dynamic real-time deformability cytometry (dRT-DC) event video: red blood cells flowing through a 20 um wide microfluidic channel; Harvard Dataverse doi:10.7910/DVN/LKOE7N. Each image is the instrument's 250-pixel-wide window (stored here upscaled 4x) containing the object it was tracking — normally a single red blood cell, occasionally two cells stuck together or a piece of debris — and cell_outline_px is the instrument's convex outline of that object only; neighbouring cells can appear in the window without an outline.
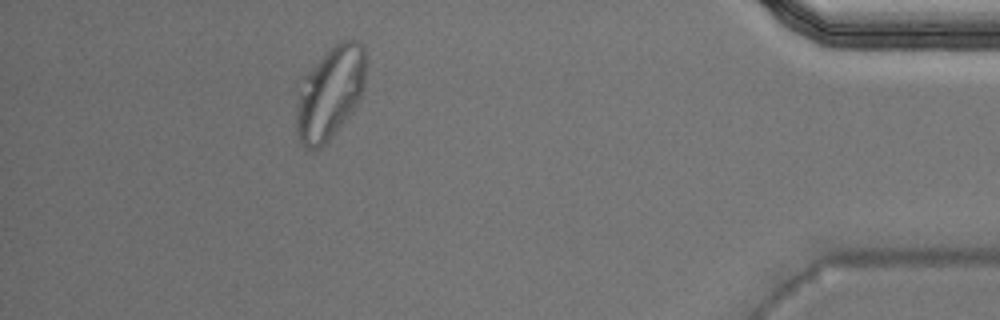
{"species": "Egyptian fruit bat (a non-hibernating species)", "species_latin": "Rousettus aegyptiacus", "temperature_condition": "warm", "stored_images_in_passage": 48, "camera_frame_rate_fps": 3000, "um_per_image_px": 0.085, "animal": {"sex": "male"}, "frame": {"image": 1, "passage_image": 43, "time_ms": 14.0, "image_size_px": [1000, 320], "cell_outline_px": [[368, 60], [364, 88], [352, 112], [328, 140], [320, 148], [312, 152], [304, 148], [300, 144], [296, 136], [296, 108], [304, 76], [336, 40], [348, 36], [356, 40], [364, 48]], "centroid_in_image_um": [28.08, 7.86], "position_along_channel_um": 407.1, "area_um2": 38.26}}